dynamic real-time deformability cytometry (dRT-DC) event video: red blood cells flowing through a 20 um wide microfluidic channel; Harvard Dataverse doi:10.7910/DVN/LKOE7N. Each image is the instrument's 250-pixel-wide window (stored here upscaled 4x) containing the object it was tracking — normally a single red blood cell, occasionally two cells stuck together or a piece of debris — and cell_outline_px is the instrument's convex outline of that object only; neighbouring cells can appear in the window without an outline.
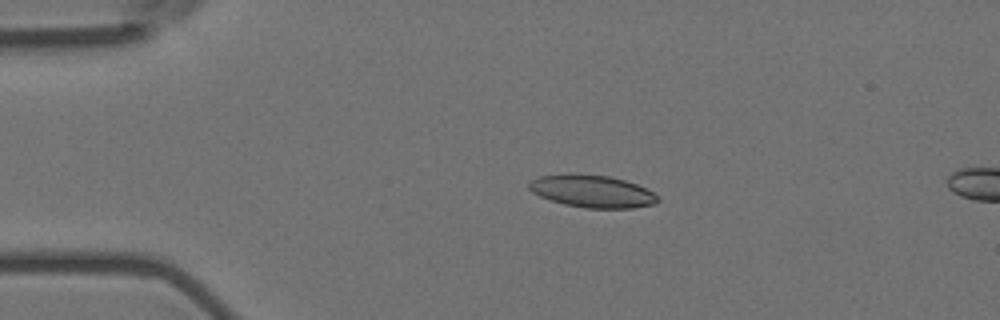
{"species": "Egyptian fruit bat (a non-hibernating species)", "species_latin": "Rousettus aegyptiacus", "temperature_condition": "room temperature", "stored_images_in_passage": 16, "camera_frame_rate_fps": 3000, "um_per_image_px": 0.085, "animal": {"sex": "female"}, "frame": {"image": 1, "passage_image": 12, "time_ms": 3.667, "image_size_px": [1000, 320], "cell_outline_px": [[660, 200], [656, 204], [632, 208], [584, 208], [564, 204], [540, 196], [532, 192], [528, 188], [528, 184], [532, 180], [540, 176], [568, 172], [608, 176], [624, 180], [636, 184], [660, 196]], "centroid_in_image_um": [50.33, 16.25], "position_along_channel_um": 34.7, "area_um2": 24.51}}